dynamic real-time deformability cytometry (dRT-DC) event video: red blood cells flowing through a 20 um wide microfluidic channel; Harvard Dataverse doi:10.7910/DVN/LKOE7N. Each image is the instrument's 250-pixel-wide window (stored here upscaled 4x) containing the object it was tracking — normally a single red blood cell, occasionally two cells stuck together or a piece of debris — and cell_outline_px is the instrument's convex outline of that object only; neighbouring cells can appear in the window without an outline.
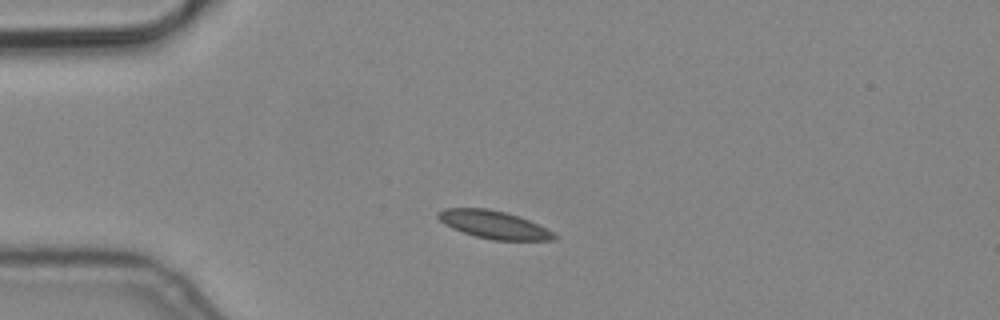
{"species": "common noctule bat (a hibernating species)", "species_latin": "Nyctalus noctula", "temperature_condition": "cold", "stored_images_in_passage": 11, "camera_frame_rate_fps": 3000, "um_per_image_px": 0.085, "animal": {"sex": "male", "body_mass_g": 19.2, "forearm_length_mm": 51.8}, "frame": {"image": 1, "passage_image": 4, "time_ms": 1.0, "image_size_px": [1000, 320], "cell_outline_px": [[556, 240], [492, 240], [476, 236], [452, 228], [444, 224], [436, 216], [436, 212], [444, 208], [488, 208], [504, 212], [528, 220], [552, 232], [556, 236]], "centroid_in_image_um": [41.91, 19.09], "position_along_channel_um": 43.1, "area_um2": 18.55}}
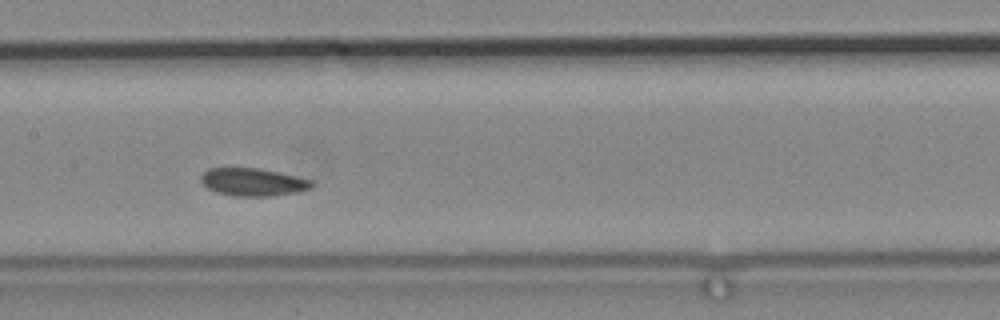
{"frame": {"image": 2, "passage_image": 8, "time_ms": 2.333, "image_size_px": [1000, 320], "cell_outline_px": [[312, 188], [296, 192], [272, 196], [232, 196], [216, 192], [208, 188], [200, 180], [200, 176], [208, 168], [256, 168], [296, 176], [312, 180]], "centroid_in_image_um": [21.47, 15.48], "position_along_channel_um": 185.9, "area_um2": 17.8}}
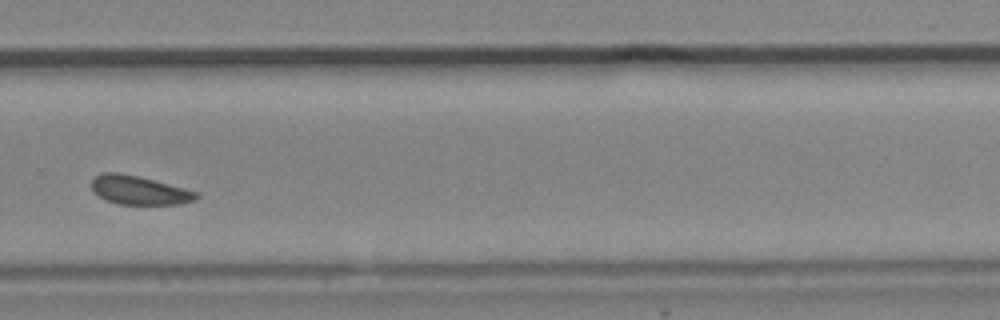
{"frame": {"image": 3, "passage_image": 11, "time_ms": 3.333, "image_size_px": [1000, 320], "cell_outline_px": [[200, 196], [196, 200], [180, 204], [120, 204], [108, 200], [92, 192], [92, 180], [96, 176], [104, 172], [120, 172], [140, 176], [200, 192]], "centroid_in_image_um": [11.88, 16.16], "position_along_channel_um": 317.9, "area_um2": 17.69}}